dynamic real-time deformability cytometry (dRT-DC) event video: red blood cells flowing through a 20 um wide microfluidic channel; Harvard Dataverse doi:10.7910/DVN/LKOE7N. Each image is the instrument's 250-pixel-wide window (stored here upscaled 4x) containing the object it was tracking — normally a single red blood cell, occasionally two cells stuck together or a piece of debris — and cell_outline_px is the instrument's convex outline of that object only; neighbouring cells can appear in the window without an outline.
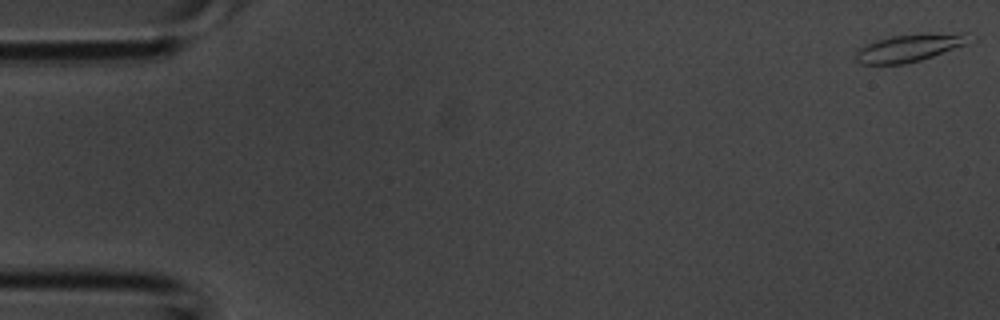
{"species": "common noctule bat (a hibernating species)", "species_latin": "Nyctalus noctula", "temperature_condition": "room temperature", "stored_images_in_passage": 4, "camera_frame_rate_fps": 3000, "um_per_image_px": 0.085, "animal": {"sex": "male", "body_mass_g": 20.1, "forearm_length_mm": 53.5}, "frame": {"image": 1, "passage_image": 1, "time_ms": 0.0, "image_size_px": [1000, 320], "cell_outline_px": [[968, 44], [920, 60], [904, 64], [860, 64], [856, 60], [856, 52], [860, 48], [876, 40], [892, 36], [928, 32], [964, 32]], "centroid_in_image_um": [77.3, 4.05], "position_along_channel_um": 7.7, "area_um2": 18.15}}